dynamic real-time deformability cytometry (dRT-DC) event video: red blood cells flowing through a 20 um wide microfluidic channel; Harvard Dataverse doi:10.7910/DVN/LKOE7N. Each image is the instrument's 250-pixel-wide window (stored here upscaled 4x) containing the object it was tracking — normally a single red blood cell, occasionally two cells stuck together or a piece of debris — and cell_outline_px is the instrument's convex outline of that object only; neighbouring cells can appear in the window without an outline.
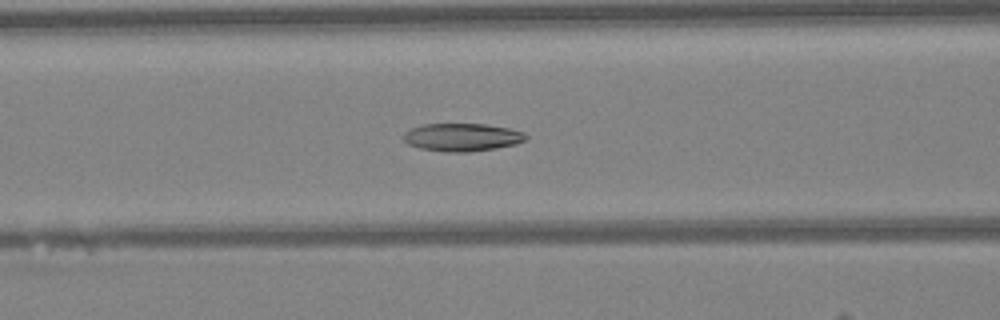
{"species": "Egyptian fruit bat (a non-hibernating species)", "species_latin": "Rousettus aegyptiacus", "temperature_condition": "warm", "stored_images_in_passage": 48, "camera_frame_rate_fps": 3000, "um_per_image_px": 0.085, "animal": {"sex": "female"}, "frame": {"image": 1, "passage_image": 20, "time_ms": 6.333, "image_size_px": [1000, 320], "cell_outline_px": [[528, 136], [524, 140], [516, 144], [496, 148], [468, 152], [444, 152], [420, 148], [408, 144], [404, 140], [404, 132], [412, 128], [424, 124], [484, 124], [508, 128], [524, 132]], "centroid_in_image_um": [39.28, 11.67], "position_along_channel_um": 127.3, "area_um2": 19.83}}
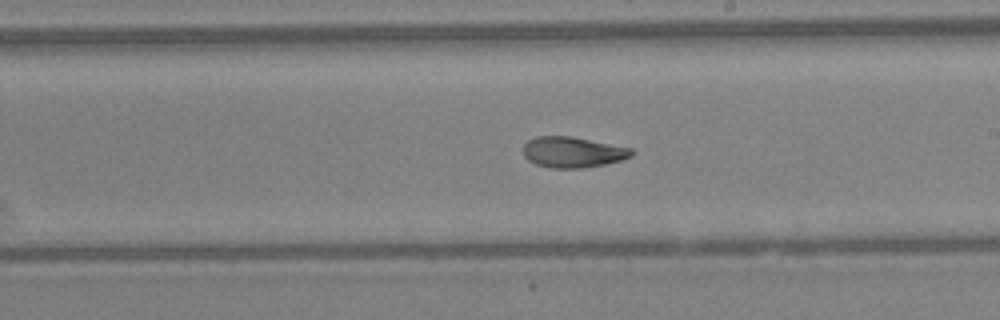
{"frame": {"image": 2, "passage_image": 28, "time_ms": 9.0, "image_size_px": [1000, 320], "cell_outline_px": [[636, 152], [632, 156], [620, 160], [604, 164], [580, 168], [552, 168], [536, 164], [528, 160], [524, 156], [524, 144], [528, 140], [536, 136], [572, 136], [632, 148]], "centroid_in_image_um": [48.69, 12.92], "position_along_channel_um": 240.3, "area_um2": 19.42}}
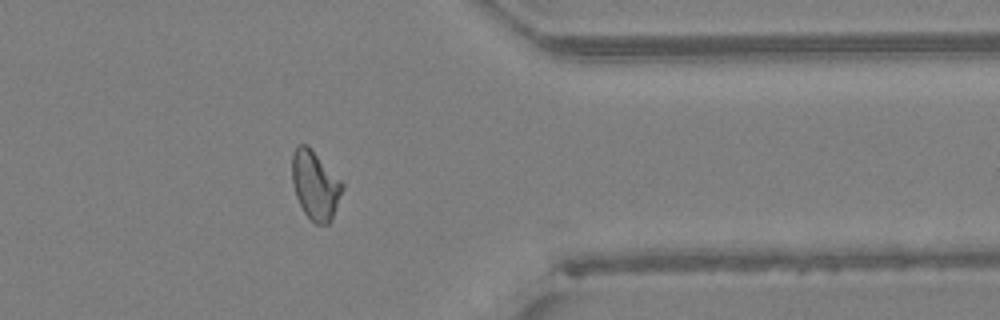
{"frame": {"image": 3, "passage_image": 39, "time_ms": 12.667, "image_size_px": [1000, 320], "cell_outline_px": [[344, 188], [332, 220], [328, 224], [316, 224], [304, 212], [296, 196], [292, 180], [292, 152], [300, 144], [308, 144], [344, 184]], "centroid_in_image_um": [26.8, 15.73], "position_along_channel_um": 384.6, "area_um2": 20.11}, "authors_computed_cell_mechanics": {"area_um2": 20.1144, "velocity_mm_per_s": 4.2635, "shape_relaxation_time_tau1_ms": 8.8854, "shape_relaxation_time_tau2_ms": 2.6532, "deformation_change_tau1": 0.2024, "deformation_change_tau2": 0.0879}}